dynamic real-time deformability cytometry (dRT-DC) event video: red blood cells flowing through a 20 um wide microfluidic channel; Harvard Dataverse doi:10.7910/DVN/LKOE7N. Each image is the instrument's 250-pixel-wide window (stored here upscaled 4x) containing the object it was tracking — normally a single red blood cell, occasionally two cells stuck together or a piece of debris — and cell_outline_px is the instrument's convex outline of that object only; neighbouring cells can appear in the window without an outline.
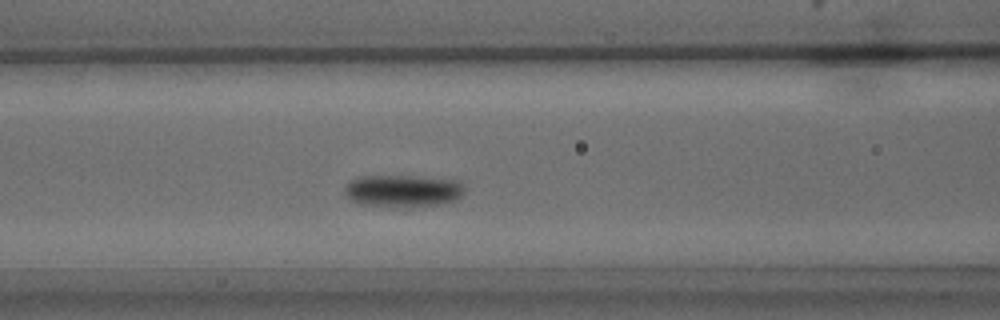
{"species": "common noctule bat (a hibernating species)", "species_latin": "Nyctalus noctula", "temperature_condition": "warm", "stored_images_in_passage": 24, "camera_frame_rate_fps": 3000, "um_per_image_px": 0.085, "animal": {"sex": "male", "body_mass_g": 15.6}, "frame": {"image": 1, "passage_image": 9, "time_ms": 2.667, "image_size_px": [1000, 320], "cell_outline_px": [[464, 192], [456, 200], [444, 204], [396, 208], [360, 204], [348, 200], [344, 192], [344, 188], [356, 176], [416, 176], [460, 180], [464, 184]], "centroid_in_image_um": [34.25, 16.23], "position_along_channel_um": 132.3, "area_um2": 23.12}}
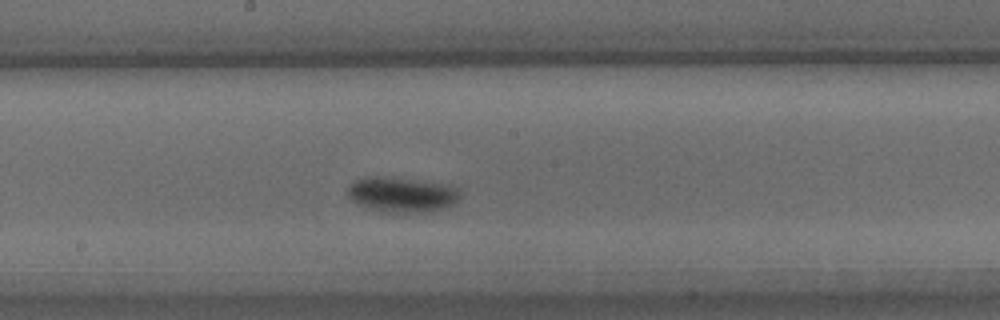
{"frame": {"image": 2, "passage_image": 14, "time_ms": 4.333, "image_size_px": [1000, 320], "cell_outline_px": [[460, 200], [456, 204], [444, 208], [420, 212], [384, 212], [368, 208], [352, 200], [348, 196], [348, 184], [364, 176], [376, 176], [448, 184], [456, 188], [460, 196]], "centroid_in_image_um": [34.15, 16.54], "position_along_channel_um": 214.1, "area_um2": 22.83}}
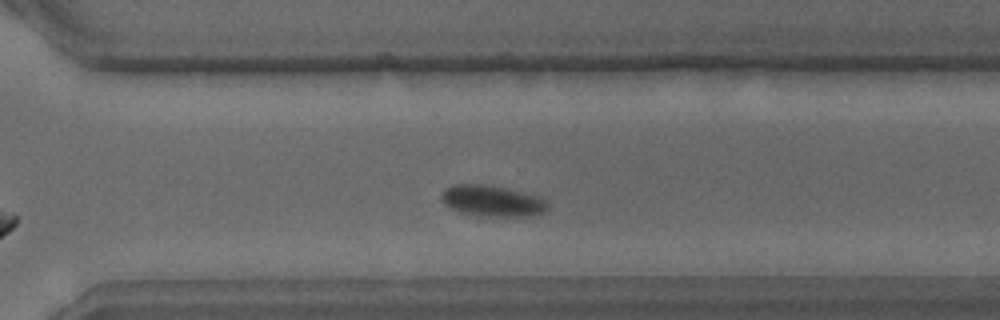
{"frame": {"image": 3, "passage_image": 21, "time_ms": 6.667, "image_size_px": [1000, 320], "cell_outline_px": [[548, 208], [544, 212], [532, 216], [488, 216], [460, 212], [444, 204], [440, 200], [440, 192], [444, 188], [452, 184], [484, 184], [508, 188], [540, 196], [548, 200]], "centroid_in_image_um": [41.84, 17.06], "position_along_channel_um": 328.8, "area_um2": 19.59}}